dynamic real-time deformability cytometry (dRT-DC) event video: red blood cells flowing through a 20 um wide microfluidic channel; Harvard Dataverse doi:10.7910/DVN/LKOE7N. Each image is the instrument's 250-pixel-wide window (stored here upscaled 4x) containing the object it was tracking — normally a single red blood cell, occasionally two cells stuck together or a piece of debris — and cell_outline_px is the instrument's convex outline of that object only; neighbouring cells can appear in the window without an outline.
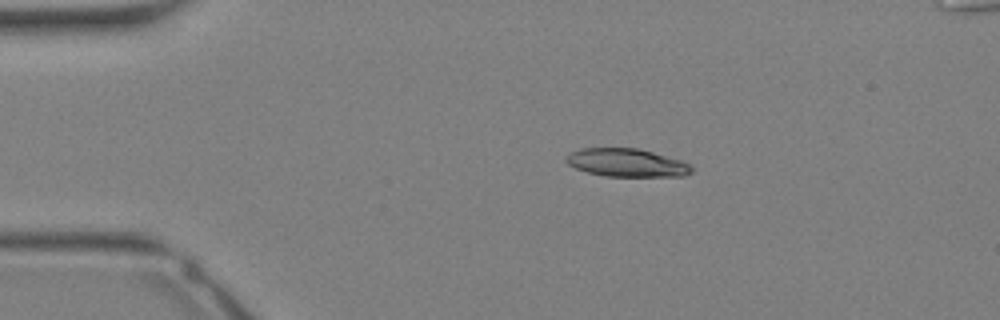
{"species": "Egyptian fruit bat (a non-hibernating species)", "species_latin": "Rousettus aegyptiacus", "temperature_condition": "warm", "stored_images_in_passage": 14, "camera_frame_rate_fps": 3000, "um_per_image_px": 0.085, "animal": {"sex": "female"}, "frame": {"image": 1, "passage_image": 6, "time_ms": 1.667, "image_size_px": [1000, 320], "cell_outline_px": [[692, 172], [684, 176], [604, 176], [588, 172], [576, 168], [568, 164], [564, 160], [572, 152], [580, 148], [636, 148], [652, 152], [680, 160], [692, 164]], "centroid_in_image_um": [53.28, 13.83], "position_along_channel_um": 31.7, "area_um2": 20.4}}
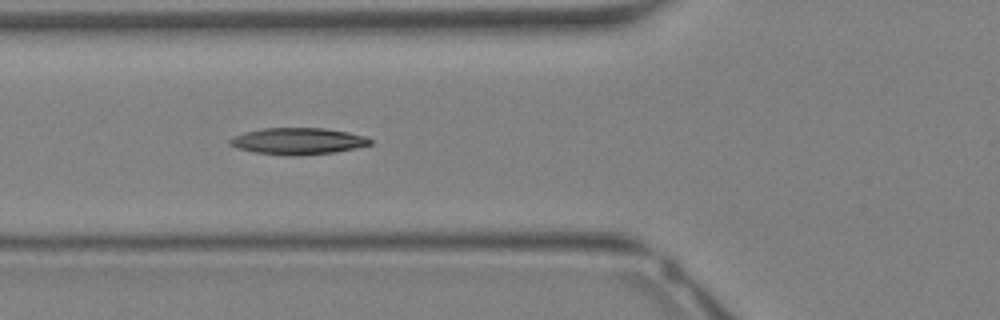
{"frame": {"image": 2, "passage_image": 12, "time_ms": 3.667, "image_size_px": [1000, 320], "cell_outline_px": [[372, 144], [356, 148], [336, 152], [292, 156], [288, 156], [256, 152], [236, 148], [228, 144], [228, 140], [232, 136], [244, 132], [264, 128], [324, 128], [348, 132], [364, 136], [372, 140]], "centroid_in_image_um": [25.3, 12.0], "position_along_channel_um": 100.5, "area_um2": 21.85}}
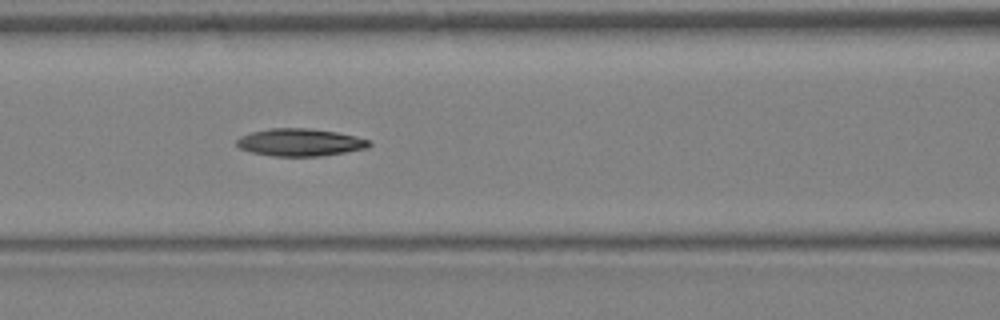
{"frame": {"image": 3, "passage_image": 14, "time_ms": 4.333, "image_size_px": [1000, 320], "cell_outline_px": [[372, 144], [368, 148], [320, 156], [272, 156], [252, 152], [240, 148], [236, 144], [236, 140], [240, 136], [252, 132], [268, 128], [308, 128], [336, 132], [356, 136], [372, 140]], "centroid_in_image_um": [25.52, 12.09], "position_along_channel_um": 141.1, "area_um2": 21.27}}